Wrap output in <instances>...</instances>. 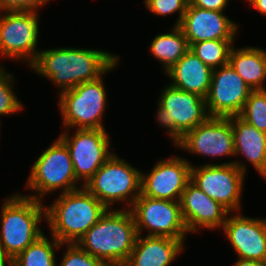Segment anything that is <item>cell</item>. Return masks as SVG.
Segmentation results:
<instances>
[{"label": "cell", "mask_w": 266, "mask_h": 266, "mask_svg": "<svg viewBox=\"0 0 266 266\" xmlns=\"http://www.w3.org/2000/svg\"><path fill=\"white\" fill-rule=\"evenodd\" d=\"M118 59L119 55L99 49L43 48L30 69L39 77L50 80L58 87L60 94L78 84L98 79Z\"/></svg>", "instance_id": "cell-1"}, {"label": "cell", "mask_w": 266, "mask_h": 266, "mask_svg": "<svg viewBox=\"0 0 266 266\" xmlns=\"http://www.w3.org/2000/svg\"><path fill=\"white\" fill-rule=\"evenodd\" d=\"M138 233L130 209H108L77 245L109 266H124L135 246Z\"/></svg>", "instance_id": "cell-2"}, {"label": "cell", "mask_w": 266, "mask_h": 266, "mask_svg": "<svg viewBox=\"0 0 266 266\" xmlns=\"http://www.w3.org/2000/svg\"><path fill=\"white\" fill-rule=\"evenodd\" d=\"M58 197L46 208L49 232L61 244L77 243L108 208L84 186Z\"/></svg>", "instance_id": "cell-3"}, {"label": "cell", "mask_w": 266, "mask_h": 266, "mask_svg": "<svg viewBox=\"0 0 266 266\" xmlns=\"http://www.w3.org/2000/svg\"><path fill=\"white\" fill-rule=\"evenodd\" d=\"M45 202L14 193L4 199L0 211V247L12 258L44 234Z\"/></svg>", "instance_id": "cell-4"}, {"label": "cell", "mask_w": 266, "mask_h": 266, "mask_svg": "<svg viewBox=\"0 0 266 266\" xmlns=\"http://www.w3.org/2000/svg\"><path fill=\"white\" fill-rule=\"evenodd\" d=\"M120 58L98 79L78 84L57 96L64 129H105L102 123L108 97L104 75L116 69Z\"/></svg>", "instance_id": "cell-5"}, {"label": "cell", "mask_w": 266, "mask_h": 266, "mask_svg": "<svg viewBox=\"0 0 266 266\" xmlns=\"http://www.w3.org/2000/svg\"><path fill=\"white\" fill-rule=\"evenodd\" d=\"M31 167L25 185L35 193H24V196L43 201L46 195L57 190L66 193L83 187L76 179L69 150L59 137L43 150Z\"/></svg>", "instance_id": "cell-6"}, {"label": "cell", "mask_w": 266, "mask_h": 266, "mask_svg": "<svg viewBox=\"0 0 266 266\" xmlns=\"http://www.w3.org/2000/svg\"><path fill=\"white\" fill-rule=\"evenodd\" d=\"M84 187L108 209L116 203L130 209L141 194V171L114 152Z\"/></svg>", "instance_id": "cell-7"}, {"label": "cell", "mask_w": 266, "mask_h": 266, "mask_svg": "<svg viewBox=\"0 0 266 266\" xmlns=\"http://www.w3.org/2000/svg\"><path fill=\"white\" fill-rule=\"evenodd\" d=\"M246 163L240 160L192 165L190 181L230 213L243 211L241 200Z\"/></svg>", "instance_id": "cell-8"}, {"label": "cell", "mask_w": 266, "mask_h": 266, "mask_svg": "<svg viewBox=\"0 0 266 266\" xmlns=\"http://www.w3.org/2000/svg\"><path fill=\"white\" fill-rule=\"evenodd\" d=\"M157 102V123L166 128L174 146L209 117L204 98L171 85L163 87Z\"/></svg>", "instance_id": "cell-9"}, {"label": "cell", "mask_w": 266, "mask_h": 266, "mask_svg": "<svg viewBox=\"0 0 266 266\" xmlns=\"http://www.w3.org/2000/svg\"><path fill=\"white\" fill-rule=\"evenodd\" d=\"M39 16L36 11L0 12V57L25 62L27 67L36 60L41 50Z\"/></svg>", "instance_id": "cell-10"}, {"label": "cell", "mask_w": 266, "mask_h": 266, "mask_svg": "<svg viewBox=\"0 0 266 266\" xmlns=\"http://www.w3.org/2000/svg\"><path fill=\"white\" fill-rule=\"evenodd\" d=\"M64 129L58 136L67 146L76 179L85 183L111 157V138L106 129ZM63 132V133H62Z\"/></svg>", "instance_id": "cell-11"}, {"label": "cell", "mask_w": 266, "mask_h": 266, "mask_svg": "<svg viewBox=\"0 0 266 266\" xmlns=\"http://www.w3.org/2000/svg\"><path fill=\"white\" fill-rule=\"evenodd\" d=\"M137 233L146 236L186 239L187 228L181 214L180 201L155 199L140 194L130 208Z\"/></svg>", "instance_id": "cell-12"}, {"label": "cell", "mask_w": 266, "mask_h": 266, "mask_svg": "<svg viewBox=\"0 0 266 266\" xmlns=\"http://www.w3.org/2000/svg\"><path fill=\"white\" fill-rule=\"evenodd\" d=\"M196 157L212 159L235 157L232 122L225 117L209 116L202 124L187 132L175 145Z\"/></svg>", "instance_id": "cell-13"}, {"label": "cell", "mask_w": 266, "mask_h": 266, "mask_svg": "<svg viewBox=\"0 0 266 266\" xmlns=\"http://www.w3.org/2000/svg\"><path fill=\"white\" fill-rule=\"evenodd\" d=\"M252 91L229 63L213 69L211 85L205 98L209 116H239Z\"/></svg>", "instance_id": "cell-14"}, {"label": "cell", "mask_w": 266, "mask_h": 266, "mask_svg": "<svg viewBox=\"0 0 266 266\" xmlns=\"http://www.w3.org/2000/svg\"><path fill=\"white\" fill-rule=\"evenodd\" d=\"M186 157L159 159L149 173L141 171V194L155 199L180 201L190 181L193 165Z\"/></svg>", "instance_id": "cell-15"}, {"label": "cell", "mask_w": 266, "mask_h": 266, "mask_svg": "<svg viewBox=\"0 0 266 266\" xmlns=\"http://www.w3.org/2000/svg\"><path fill=\"white\" fill-rule=\"evenodd\" d=\"M239 259L266 264V218L229 213L221 229Z\"/></svg>", "instance_id": "cell-16"}, {"label": "cell", "mask_w": 266, "mask_h": 266, "mask_svg": "<svg viewBox=\"0 0 266 266\" xmlns=\"http://www.w3.org/2000/svg\"><path fill=\"white\" fill-rule=\"evenodd\" d=\"M180 204L182 218L189 234H199L202 229H222L230 213L191 181L182 193Z\"/></svg>", "instance_id": "cell-17"}, {"label": "cell", "mask_w": 266, "mask_h": 266, "mask_svg": "<svg viewBox=\"0 0 266 266\" xmlns=\"http://www.w3.org/2000/svg\"><path fill=\"white\" fill-rule=\"evenodd\" d=\"M224 12L200 9L189 2L179 25L189 47L201 41L235 39L239 32V25Z\"/></svg>", "instance_id": "cell-18"}, {"label": "cell", "mask_w": 266, "mask_h": 266, "mask_svg": "<svg viewBox=\"0 0 266 266\" xmlns=\"http://www.w3.org/2000/svg\"><path fill=\"white\" fill-rule=\"evenodd\" d=\"M185 239L137 236L135 246L124 266H171L185 252Z\"/></svg>", "instance_id": "cell-19"}, {"label": "cell", "mask_w": 266, "mask_h": 266, "mask_svg": "<svg viewBox=\"0 0 266 266\" xmlns=\"http://www.w3.org/2000/svg\"><path fill=\"white\" fill-rule=\"evenodd\" d=\"M213 69L188 50L167 72L170 84L179 90L206 98L211 85Z\"/></svg>", "instance_id": "cell-20"}, {"label": "cell", "mask_w": 266, "mask_h": 266, "mask_svg": "<svg viewBox=\"0 0 266 266\" xmlns=\"http://www.w3.org/2000/svg\"><path fill=\"white\" fill-rule=\"evenodd\" d=\"M234 136L235 156H243L262 179H266V133L242 120L230 117Z\"/></svg>", "instance_id": "cell-21"}, {"label": "cell", "mask_w": 266, "mask_h": 266, "mask_svg": "<svg viewBox=\"0 0 266 266\" xmlns=\"http://www.w3.org/2000/svg\"><path fill=\"white\" fill-rule=\"evenodd\" d=\"M228 63L253 90H266V49L257 46H232Z\"/></svg>", "instance_id": "cell-22"}, {"label": "cell", "mask_w": 266, "mask_h": 266, "mask_svg": "<svg viewBox=\"0 0 266 266\" xmlns=\"http://www.w3.org/2000/svg\"><path fill=\"white\" fill-rule=\"evenodd\" d=\"M184 33L179 26H171L168 33H158L149 44V52L167 72L189 50Z\"/></svg>", "instance_id": "cell-23"}, {"label": "cell", "mask_w": 266, "mask_h": 266, "mask_svg": "<svg viewBox=\"0 0 266 266\" xmlns=\"http://www.w3.org/2000/svg\"><path fill=\"white\" fill-rule=\"evenodd\" d=\"M50 236L51 240L45 234L40 236L13 259V266H57L56 252L66 244H61L52 235Z\"/></svg>", "instance_id": "cell-24"}, {"label": "cell", "mask_w": 266, "mask_h": 266, "mask_svg": "<svg viewBox=\"0 0 266 266\" xmlns=\"http://www.w3.org/2000/svg\"><path fill=\"white\" fill-rule=\"evenodd\" d=\"M235 39H214L193 43L190 46L195 55L212 69L228 64L229 52Z\"/></svg>", "instance_id": "cell-25"}, {"label": "cell", "mask_w": 266, "mask_h": 266, "mask_svg": "<svg viewBox=\"0 0 266 266\" xmlns=\"http://www.w3.org/2000/svg\"><path fill=\"white\" fill-rule=\"evenodd\" d=\"M239 117L259 131L266 133V90L252 91Z\"/></svg>", "instance_id": "cell-26"}, {"label": "cell", "mask_w": 266, "mask_h": 266, "mask_svg": "<svg viewBox=\"0 0 266 266\" xmlns=\"http://www.w3.org/2000/svg\"><path fill=\"white\" fill-rule=\"evenodd\" d=\"M0 66V116H8L23 110L24 104L14 92L15 77L13 73ZM1 118V117H0Z\"/></svg>", "instance_id": "cell-27"}, {"label": "cell", "mask_w": 266, "mask_h": 266, "mask_svg": "<svg viewBox=\"0 0 266 266\" xmlns=\"http://www.w3.org/2000/svg\"><path fill=\"white\" fill-rule=\"evenodd\" d=\"M189 2V0H146L144 5L150 13L157 16L168 17L177 12L178 18L174 26H179Z\"/></svg>", "instance_id": "cell-28"}, {"label": "cell", "mask_w": 266, "mask_h": 266, "mask_svg": "<svg viewBox=\"0 0 266 266\" xmlns=\"http://www.w3.org/2000/svg\"><path fill=\"white\" fill-rule=\"evenodd\" d=\"M66 245L62 260L57 266H109L106 262L82 250L76 243Z\"/></svg>", "instance_id": "cell-29"}, {"label": "cell", "mask_w": 266, "mask_h": 266, "mask_svg": "<svg viewBox=\"0 0 266 266\" xmlns=\"http://www.w3.org/2000/svg\"><path fill=\"white\" fill-rule=\"evenodd\" d=\"M51 0H0L1 11H36L49 4Z\"/></svg>", "instance_id": "cell-30"}, {"label": "cell", "mask_w": 266, "mask_h": 266, "mask_svg": "<svg viewBox=\"0 0 266 266\" xmlns=\"http://www.w3.org/2000/svg\"><path fill=\"white\" fill-rule=\"evenodd\" d=\"M190 3L200 9L225 11L230 0H189Z\"/></svg>", "instance_id": "cell-31"}, {"label": "cell", "mask_w": 266, "mask_h": 266, "mask_svg": "<svg viewBox=\"0 0 266 266\" xmlns=\"http://www.w3.org/2000/svg\"><path fill=\"white\" fill-rule=\"evenodd\" d=\"M249 6L257 10L260 15L266 17V0H246Z\"/></svg>", "instance_id": "cell-32"}, {"label": "cell", "mask_w": 266, "mask_h": 266, "mask_svg": "<svg viewBox=\"0 0 266 266\" xmlns=\"http://www.w3.org/2000/svg\"><path fill=\"white\" fill-rule=\"evenodd\" d=\"M232 266H266V264L256 260L238 258Z\"/></svg>", "instance_id": "cell-33"}, {"label": "cell", "mask_w": 266, "mask_h": 266, "mask_svg": "<svg viewBox=\"0 0 266 266\" xmlns=\"http://www.w3.org/2000/svg\"><path fill=\"white\" fill-rule=\"evenodd\" d=\"M0 266H13V259L0 247Z\"/></svg>", "instance_id": "cell-34"}]
</instances>
